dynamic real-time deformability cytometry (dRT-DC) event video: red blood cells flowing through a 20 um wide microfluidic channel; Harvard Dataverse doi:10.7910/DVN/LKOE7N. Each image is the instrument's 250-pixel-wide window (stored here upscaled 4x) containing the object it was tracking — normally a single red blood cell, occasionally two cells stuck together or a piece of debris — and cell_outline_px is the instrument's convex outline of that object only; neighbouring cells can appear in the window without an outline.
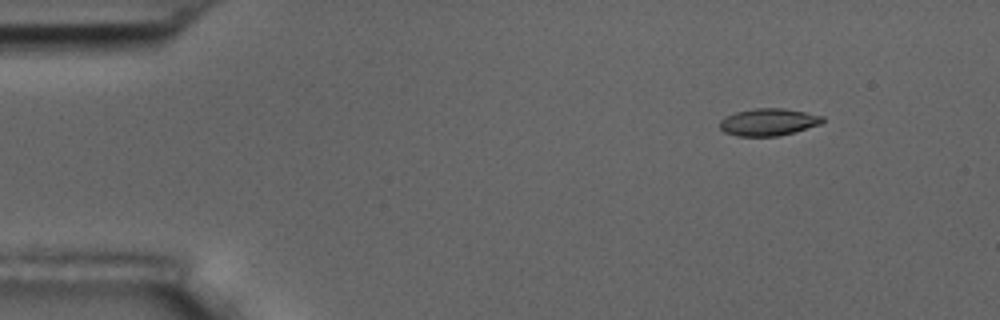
{"species": "common noctule bat (a hibernating species)", "species_latin": "Nyctalus noctula", "temperature_condition": "room temperature", "stored_images_in_passage": 4, "camera_frame_rate_fps": 3000, "um_per_image_px": 0.085, "animal": {"sex": "male", "body_mass_g": 17.5, "forearm_length_mm": 52.3}, "frame": {"image": 1, "passage_image": 1, "time_ms": 0.0, "image_size_px": [1000, 320], "cell_outline_px": [[824, 120], [820, 124], [792, 132], [776, 136], [736, 136], [724, 132], [720, 128], [720, 120], [724, 116], [736, 112], [756, 108], [784, 108], [824, 116]], "centroid_in_image_um": [65.28, 10.37], "position_along_channel_um": 19.7, "area_um2": 16.18}}
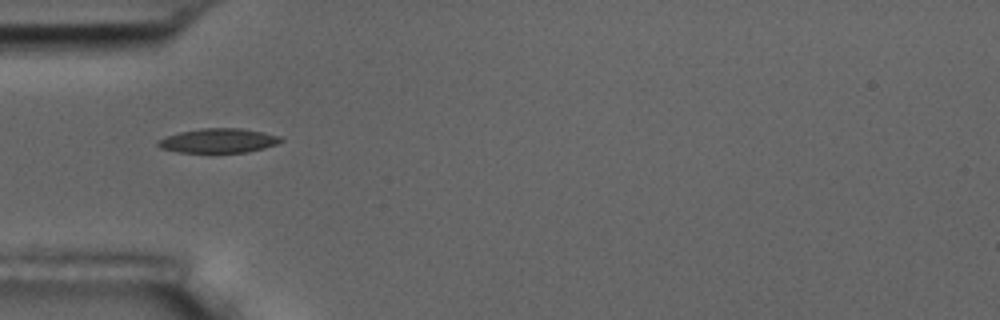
{"frame": {"image": 2, "passage_image": 4, "time_ms": 3.667, "image_size_px": [1000, 320], "cell_outline_px": [[284, 140], [276, 144], [264, 148], [248, 152], [176, 152], [160, 148], [156, 144], [156, 140], [180, 132], [200, 128], [240, 128], [264, 132], [280, 136]], "centroid_in_image_um": [18.56, 11.95], "position_along_channel_um": 66.4, "area_um2": 17.46}}